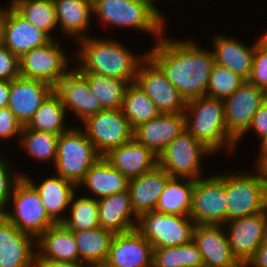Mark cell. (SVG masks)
<instances>
[{"label": "cell", "mask_w": 267, "mask_h": 267, "mask_svg": "<svg viewBox=\"0 0 267 267\" xmlns=\"http://www.w3.org/2000/svg\"><path fill=\"white\" fill-rule=\"evenodd\" d=\"M209 153V154H208ZM213 152L187 130L176 136L158 155V166L172 178L200 179L201 157Z\"/></svg>", "instance_id": "7"}, {"label": "cell", "mask_w": 267, "mask_h": 267, "mask_svg": "<svg viewBox=\"0 0 267 267\" xmlns=\"http://www.w3.org/2000/svg\"><path fill=\"white\" fill-rule=\"evenodd\" d=\"M225 175L194 180L189 216L195 225H223L227 222Z\"/></svg>", "instance_id": "10"}, {"label": "cell", "mask_w": 267, "mask_h": 267, "mask_svg": "<svg viewBox=\"0 0 267 267\" xmlns=\"http://www.w3.org/2000/svg\"><path fill=\"white\" fill-rule=\"evenodd\" d=\"M10 88V80H0V108L8 107Z\"/></svg>", "instance_id": "48"}, {"label": "cell", "mask_w": 267, "mask_h": 267, "mask_svg": "<svg viewBox=\"0 0 267 267\" xmlns=\"http://www.w3.org/2000/svg\"><path fill=\"white\" fill-rule=\"evenodd\" d=\"M34 239L21 232L4 212H0V267H34Z\"/></svg>", "instance_id": "17"}, {"label": "cell", "mask_w": 267, "mask_h": 267, "mask_svg": "<svg viewBox=\"0 0 267 267\" xmlns=\"http://www.w3.org/2000/svg\"><path fill=\"white\" fill-rule=\"evenodd\" d=\"M84 124L86 136L96 150L104 156L111 149L126 144L133 139V128L120 109H103L88 117Z\"/></svg>", "instance_id": "11"}, {"label": "cell", "mask_w": 267, "mask_h": 267, "mask_svg": "<svg viewBox=\"0 0 267 267\" xmlns=\"http://www.w3.org/2000/svg\"><path fill=\"white\" fill-rule=\"evenodd\" d=\"M40 251L35 260L79 262L78 249L73 235L62 223L47 228L35 241Z\"/></svg>", "instance_id": "26"}, {"label": "cell", "mask_w": 267, "mask_h": 267, "mask_svg": "<svg viewBox=\"0 0 267 267\" xmlns=\"http://www.w3.org/2000/svg\"><path fill=\"white\" fill-rule=\"evenodd\" d=\"M53 91L54 87L45 81L19 76L11 81L8 107L21 125L26 126Z\"/></svg>", "instance_id": "18"}, {"label": "cell", "mask_w": 267, "mask_h": 267, "mask_svg": "<svg viewBox=\"0 0 267 267\" xmlns=\"http://www.w3.org/2000/svg\"><path fill=\"white\" fill-rule=\"evenodd\" d=\"M153 249L136 229L114 234L106 262L114 267H152Z\"/></svg>", "instance_id": "20"}, {"label": "cell", "mask_w": 267, "mask_h": 267, "mask_svg": "<svg viewBox=\"0 0 267 267\" xmlns=\"http://www.w3.org/2000/svg\"><path fill=\"white\" fill-rule=\"evenodd\" d=\"M248 81L262 90L267 89V47L260 40L256 41L252 73Z\"/></svg>", "instance_id": "41"}, {"label": "cell", "mask_w": 267, "mask_h": 267, "mask_svg": "<svg viewBox=\"0 0 267 267\" xmlns=\"http://www.w3.org/2000/svg\"><path fill=\"white\" fill-rule=\"evenodd\" d=\"M66 112L60 97L53 91L40 105L26 127L60 135L70 129H67L63 122L66 118Z\"/></svg>", "instance_id": "33"}, {"label": "cell", "mask_w": 267, "mask_h": 267, "mask_svg": "<svg viewBox=\"0 0 267 267\" xmlns=\"http://www.w3.org/2000/svg\"><path fill=\"white\" fill-rule=\"evenodd\" d=\"M59 135L29 129L26 126L22 127L20 133L19 144L22 145L32 158L40 159L41 161L50 160L55 164L57 157Z\"/></svg>", "instance_id": "39"}, {"label": "cell", "mask_w": 267, "mask_h": 267, "mask_svg": "<svg viewBox=\"0 0 267 267\" xmlns=\"http://www.w3.org/2000/svg\"><path fill=\"white\" fill-rule=\"evenodd\" d=\"M249 265L251 267H267V233L256 254L245 267H249Z\"/></svg>", "instance_id": "46"}, {"label": "cell", "mask_w": 267, "mask_h": 267, "mask_svg": "<svg viewBox=\"0 0 267 267\" xmlns=\"http://www.w3.org/2000/svg\"><path fill=\"white\" fill-rule=\"evenodd\" d=\"M249 129H254L260 139L267 135V105L264 102L255 112L253 121L247 131Z\"/></svg>", "instance_id": "45"}, {"label": "cell", "mask_w": 267, "mask_h": 267, "mask_svg": "<svg viewBox=\"0 0 267 267\" xmlns=\"http://www.w3.org/2000/svg\"><path fill=\"white\" fill-rule=\"evenodd\" d=\"M11 2L12 7L21 16L53 40L50 32L58 24L54 0H12Z\"/></svg>", "instance_id": "36"}, {"label": "cell", "mask_w": 267, "mask_h": 267, "mask_svg": "<svg viewBox=\"0 0 267 267\" xmlns=\"http://www.w3.org/2000/svg\"><path fill=\"white\" fill-rule=\"evenodd\" d=\"M79 255V262L87 265L105 262L114 234L102 227L73 232Z\"/></svg>", "instance_id": "31"}, {"label": "cell", "mask_w": 267, "mask_h": 267, "mask_svg": "<svg viewBox=\"0 0 267 267\" xmlns=\"http://www.w3.org/2000/svg\"><path fill=\"white\" fill-rule=\"evenodd\" d=\"M146 1H148V2H150L152 5H154L153 3H154L155 0H146Z\"/></svg>", "instance_id": "55"}, {"label": "cell", "mask_w": 267, "mask_h": 267, "mask_svg": "<svg viewBox=\"0 0 267 267\" xmlns=\"http://www.w3.org/2000/svg\"><path fill=\"white\" fill-rule=\"evenodd\" d=\"M184 114L186 129L213 154L225 145L233 151L237 141L227 131L223 100L206 95L192 99Z\"/></svg>", "instance_id": "3"}, {"label": "cell", "mask_w": 267, "mask_h": 267, "mask_svg": "<svg viewBox=\"0 0 267 267\" xmlns=\"http://www.w3.org/2000/svg\"><path fill=\"white\" fill-rule=\"evenodd\" d=\"M258 160V176L267 190V156H259Z\"/></svg>", "instance_id": "49"}, {"label": "cell", "mask_w": 267, "mask_h": 267, "mask_svg": "<svg viewBox=\"0 0 267 267\" xmlns=\"http://www.w3.org/2000/svg\"><path fill=\"white\" fill-rule=\"evenodd\" d=\"M23 177L39 193L49 218L55 224L62 223L65 220V216L61 217L60 214L70 206L72 196L75 195L74 187L78 186H76L74 182L64 179L59 175L45 179L40 185H36V183L25 174Z\"/></svg>", "instance_id": "27"}, {"label": "cell", "mask_w": 267, "mask_h": 267, "mask_svg": "<svg viewBox=\"0 0 267 267\" xmlns=\"http://www.w3.org/2000/svg\"><path fill=\"white\" fill-rule=\"evenodd\" d=\"M93 14L106 25L132 27L153 35L164 33L163 14L146 0H92Z\"/></svg>", "instance_id": "4"}, {"label": "cell", "mask_w": 267, "mask_h": 267, "mask_svg": "<svg viewBox=\"0 0 267 267\" xmlns=\"http://www.w3.org/2000/svg\"><path fill=\"white\" fill-rule=\"evenodd\" d=\"M89 267H114V266L110 265L109 263L105 261V262H99L96 264L89 265Z\"/></svg>", "instance_id": "52"}, {"label": "cell", "mask_w": 267, "mask_h": 267, "mask_svg": "<svg viewBox=\"0 0 267 267\" xmlns=\"http://www.w3.org/2000/svg\"><path fill=\"white\" fill-rule=\"evenodd\" d=\"M89 37L79 39L81 48L76 54L82 64L76 70L97 72L124 80L127 84L134 83L142 60L116 40Z\"/></svg>", "instance_id": "2"}, {"label": "cell", "mask_w": 267, "mask_h": 267, "mask_svg": "<svg viewBox=\"0 0 267 267\" xmlns=\"http://www.w3.org/2000/svg\"><path fill=\"white\" fill-rule=\"evenodd\" d=\"M171 178L161 193L155 211L176 215H189L194 180Z\"/></svg>", "instance_id": "32"}, {"label": "cell", "mask_w": 267, "mask_h": 267, "mask_svg": "<svg viewBox=\"0 0 267 267\" xmlns=\"http://www.w3.org/2000/svg\"><path fill=\"white\" fill-rule=\"evenodd\" d=\"M213 39L215 63L230 69L233 73L248 81L252 73L256 42L249 48L229 37L218 35Z\"/></svg>", "instance_id": "28"}, {"label": "cell", "mask_w": 267, "mask_h": 267, "mask_svg": "<svg viewBox=\"0 0 267 267\" xmlns=\"http://www.w3.org/2000/svg\"><path fill=\"white\" fill-rule=\"evenodd\" d=\"M227 221L267 210V190L258 173L225 175Z\"/></svg>", "instance_id": "8"}, {"label": "cell", "mask_w": 267, "mask_h": 267, "mask_svg": "<svg viewBox=\"0 0 267 267\" xmlns=\"http://www.w3.org/2000/svg\"><path fill=\"white\" fill-rule=\"evenodd\" d=\"M19 76V58L0 43V80L12 81Z\"/></svg>", "instance_id": "43"}, {"label": "cell", "mask_w": 267, "mask_h": 267, "mask_svg": "<svg viewBox=\"0 0 267 267\" xmlns=\"http://www.w3.org/2000/svg\"><path fill=\"white\" fill-rule=\"evenodd\" d=\"M34 267H89L81 262H59L53 260H35Z\"/></svg>", "instance_id": "47"}, {"label": "cell", "mask_w": 267, "mask_h": 267, "mask_svg": "<svg viewBox=\"0 0 267 267\" xmlns=\"http://www.w3.org/2000/svg\"><path fill=\"white\" fill-rule=\"evenodd\" d=\"M146 55L187 101L205 96L214 61L213 52L192 41L163 37Z\"/></svg>", "instance_id": "1"}, {"label": "cell", "mask_w": 267, "mask_h": 267, "mask_svg": "<svg viewBox=\"0 0 267 267\" xmlns=\"http://www.w3.org/2000/svg\"><path fill=\"white\" fill-rule=\"evenodd\" d=\"M61 50L57 40L34 48L19 58V75L27 79H38L53 87L69 72L67 64L71 62ZM66 69V70H65Z\"/></svg>", "instance_id": "13"}, {"label": "cell", "mask_w": 267, "mask_h": 267, "mask_svg": "<svg viewBox=\"0 0 267 267\" xmlns=\"http://www.w3.org/2000/svg\"><path fill=\"white\" fill-rule=\"evenodd\" d=\"M128 179L102 156L78 183L89 188L97 199L123 192L128 188Z\"/></svg>", "instance_id": "29"}, {"label": "cell", "mask_w": 267, "mask_h": 267, "mask_svg": "<svg viewBox=\"0 0 267 267\" xmlns=\"http://www.w3.org/2000/svg\"><path fill=\"white\" fill-rule=\"evenodd\" d=\"M50 41L51 39L43 31L34 27L12 5L9 6L2 43L12 53L20 58L24 53L42 47Z\"/></svg>", "instance_id": "23"}, {"label": "cell", "mask_w": 267, "mask_h": 267, "mask_svg": "<svg viewBox=\"0 0 267 267\" xmlns=\"http://www.w3.org/2000/svg\"><path fill=\"white\" fill-rule=\"evenodd\" d=\"M54 92L60 97L67 113V107H70L82 122L104 109L98 98L91 92L87 80L76 68L69 70L54 86Z\"/></svg>", "instance_id": "16"}, {"label": "cell", "mask_w": 267, "mask_h": 267, "mask_svg": "<svg viewBox=\"0 0 267 267\" xmlns=\"http://www.w3.org/2000/svg\"><path fill=\"white\" fill-rule=\"evenodd\" d=\"M172 177L158 165L139 177L129 179L131 205L137 216L155 210L159 197Z\"/></svg>", "instance_id": "24"}, {"label": "cell", "mask_w": 267, "mask_h": 267, "mask_svg": "<svg viewBox=\"0 0 267 267\" xmlns=\"http://www.w3.org/2000/svg\"><path fill=\"white\" fill-rule=\"evenodd\" d=\"M100 157L85 132L73 127L58 137L54 166L57 175L78 185Z\"/></svg>", "instance_id": "5"}, {"label": "cell", "mask_w": 267, "mask_h": 267, "mask_svg": "<svg viewBox=\"0 0 267 267\" xmlns=\"http://www.w3.org/2000/svg\"><path fill=\"white\" fill-rule=\"evenodd\" d=\"M223 101L227 131L236 141H239L250 127L255 112L263 103V90L245 81Z\"/></svg>", "instance_id": "15"}, {"label": "cell", "mask_w": 267, "mask_h": 267, "mask_svg": "<svg viewBox=\"0 0 267 267\" xmlns=\"http://www.w3.org/2000/svg\"><path fill=\"white\" fill-rule=\"evenodd\" d=\"M185 129L184 113H160L157 117L135 127L133 138L158 157L164 148Z\"/></svg>", "instance_id": "21"}, {"label": "cell", "mask_w": 267, "mask_h": 267, "mask_svg": "<svg viewBox=\"0 0 267 267\" xmlns=\"http://www.w3.org/2000/svg\"><path fill=\"white\" fill-rule=\"evenodd\" d=\"M88 82L93 95L104 109H120L128 85L124 80L107 77L97 72H79Z\"/></svg>", "instance_id": "35"}, {"label": "cell", "mask_w": 267, "mask_h": 267, "mask_svg": "<svg viewBox=\"0 0 267 267\" xmlns=\"http://www.w3.org/2000/svg\"><path fill=\"white\" fill-rule=\"evenodd\" d=\"M135 83L153 101L160 113H184L186 100L146 54L138 66Z\"/></svg>", "instance_id": "12"}, {"label": "cell", "mask_w": 267, "mask_h": 267, "mask_svg": "<svg viewBox=\"0 0 267 267\" xmlns=\"http://www.w3.org/2000/svg\"><path fill=\"white\" fill-rule=\"evenodd\" d=\"M72 196L71 214L65 217L62 224L71 232H80L101 227L98 216V199Z\"/></svg>", "instance_id": "38"}, {"label": "cell", "mask_w": 267, "mask_h": 267, "mask_svg": "<svg viewBox=\"0 0 267 267\" xmlns=\"http://www.w3.org/2000/svg\"><path fill=\"white\" fill-rule=\"evenodd\" d=\"M13 213L4 214L21 232L35 240L55 223L47 215L39 193L23 177L14 187L12 193Z\"/></svg>", "instance_id": "9"}, {"label": "cell", "mask_w": 267, "mask_h": 267, "mask_svg": "<svg viewBox=\"0 0 267 267\" xmlns=\"http://www.w3.org/2000/svg\"><path fill=\"white\" fill-rule=\"evenodd\" d=\"M152 267H204V264L192 240L175 247L153 249Z\"/></svg>", "instance_id": "37"}, {"label": "cell", "mask_w": 267, "mask_h": 267, "mask_svg": "<svg viewBox=\"0 0 267 267\" xmlns=\"http://www.w3.org/2000/svg\"><path fill=\"white\" fill-rule=\"evenodd\" d=\"M103 157L128 180L139 177L158 165V157L134 138L111 149Z\"/></svg>", "instance_id": "22"}, {"label": "cell", "mask_w": 267, "mask_h": 267, "mask_svg": "<svg viewBox=\"0 0 267 267\" xmlns=\"http://www.w3.org/2000/svg\"><path fill=\"white\" fill-rule=\"evenodd\" d=\"M54 5L57 23H60L63 33L84 38L93 14L92 0H54Z\"/></svg>", "instance_id": "30"}, {"label": "cell", "mask_w": 267, "mask_h": 267, "mask_svg": "<svg viewBox=\"0 0 267 267\" xmlns=\"http://www.w3.org/2000/svg\"><path fill=\"white\" fill-rule=\"evenodd\" d=\"M9 8L7 9H0V43H2V40L4 38V25L6 18L8 16Z\"/></svg>", "instance_id": "50"}, {"label": "cell", "mask_w": 267, "mask_h": 267, "mask_svg": "<svg viewBox=\"0 0 267 267\" xmlns=\"http://www.w3.org/2000/svg\"><path fill=\"white\" fill-rule=\"evenodd\" d=\"M194 226L195 223L189 215L152 210L137 217L135 229L156 249L191 242Z\"/></svg>", "instance_id": "6"}, {"label": "cell", "mask_w": 267, "mask_h": 267, "mask_svg": "<svg viewBox=\"0 0 267 267\" xmlns=\"http://www.w3.org/2000/svg\"><path fill=\"white\" fill-rule=\"evenodd\" d=\"M9 164L0 157V212H5L11 199L15 185L23 178V174L12 176Z\"/></svg>", "instance_id": "42"}, {"label": "cell", "mask_w": 267, "mask_h": 267, "mask_svg": "<svg viewBox=\"0 0 267 267\" xmlns=\"http://www.w3.org/2000/svg\"><path fill=\"white\" fill-rule=\"evenodd\" d=\"M98 216L101 227L113 234L135 229L138 216L132 208L128 189L98 199Z\"/></svg>", "instance_id": "25"}, {"label": "cell", "mask_w": 267, "mask_h": 267, "mask_svg": "<svg viewBox=\"0 0 267 267\" xmlns=\"http://www.w3.org/2000/svg\"><path fill=\"white\" fill-rule=\"evenodd\" d=\"M229 226L227 237L233 256L245 267L254 257L267 233V210L261 213L234 218L224 225Z\"/></svg>", "instance_id": "14"}, {"label": "cell", "mask_w": 267, "mask_h": 267, "mask_svg": "<svg viewBox=\"0 0 267 267\" xmlns=\"http://www.w3.org/2000/svg\"><path fill=\"white\" fill-rule=\"evenodd\" d=\"M245 80L230 69L214 63L211 69L206 96L224 100L232 95Z\"/></svg>", "instance_id": "40"}, {"label": "cell", "mask_w": 267, "mask_h": 267, "mask_svg": "<svg viewBox=\"0 0 267 267\" xmlns=\"http://www.w3.org/2000/svg\"><path fill=\"white\" fill-rule=\"evenodd\" d=\"M259 40L267 47V33L259 38Z\"/></svg>", "instance_id": "53"}, {"label": "cell", "mask_w": 267, "mask_h": 267, "mask_svg": "<svg viewBox=\"0 0 267 267\" xmlns=\"http://www.w3.org/2000/svg\"><path fill=\"white\" fill-rule=\"evenodd\" d=\"M223 225H195L193 242L201 253L204 267H243L233 256Z\"/></svg>", "instance_id": "19"}, {"label": "cell", "mask_w": 267, "mask_h": 267, "mask_svg": "<svg viewBox=\"0 0 267 267\" xmlns=\"http://www.w3.org/2000/svg\"><path fill=\"white\" fill-rule=\"evenodd\" d=\"M21 123L16 119L9 107L0 108V138L11 139L13 136H20Z\"/></svg>", "instance_id": "44"}, {"label": "cell", "mask_w": 267, "mask_h": 267, "mask_svg": "<svg viewBox=\"0 0 267 267\" xmlns=\"http://www.w3.org/2000/svg\"><path fill=\"white\" fill-rule=\"evenodd\" d=\"M263 102L267 105V89L263 90Z\"/></svg>", "instance_id": "54"}, {"label": "cell", "mask_w": 267, "mask_h": 267, "mask_svg": "<svg viewBox=\"0 0 267 267\" xmlns=\"http://www.w3.org/2000/svg\"><path fill=\"white\" fill-rule=\"evenodd\" d=\"M261 146V152L260 156H267V135L260 140Z\"/></svg>", "instance_id": "51"}, {"label": "cell", "mask_w": 267, "mask_h": 267, "mask_svg": "<svg viewBox=\"0 0 267 267\" xmlns=\"http://www.w3.org/2000/svg\"><path fill=\"white\" fill-rule=\"evenodd\" d=\"M121 110L133 129L160 114L153 101L135 82L126 86Z\"/></svg>", "instance_id": "34"}]
</instances>
